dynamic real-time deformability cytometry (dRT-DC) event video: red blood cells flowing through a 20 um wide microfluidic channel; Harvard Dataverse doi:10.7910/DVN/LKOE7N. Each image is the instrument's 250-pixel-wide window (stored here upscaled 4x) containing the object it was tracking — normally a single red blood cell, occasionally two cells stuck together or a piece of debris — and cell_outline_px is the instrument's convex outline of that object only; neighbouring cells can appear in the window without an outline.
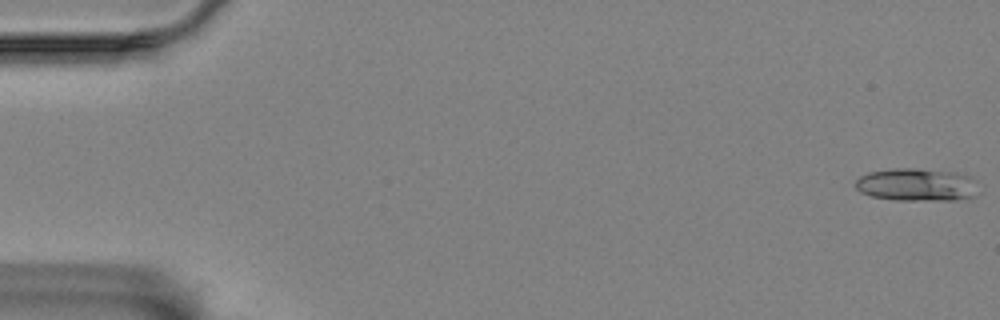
{"species": "Egyptian fruit bat (a non-hibernating species)", "species_latin": "Rousettus aegyptiacus", "temperature_condition": "room temperature", "stored_images_in_passage": 40, "camera_frame_rate_fps": 3000, "um_per_image_px": 0.085, "animal": {"sex": "female"}, "frame": {"image": 1, "passage_image": 1, "time_ms": 0.0, "image_size_px": [1000, 320], "cell_outline_px": [[976, 196], [952, 200], [896, 200], [872, 196], [860, 192], [856, 188], [856, 180], [860, 176], [868, 172], [892, 168], [916, 168], [956, 172], [968, 176], [976, 180]], "centroid_in_image_um": [77.91, 15.69], "position_along_channel_um": 7.1, "area_um2": 23.58}}
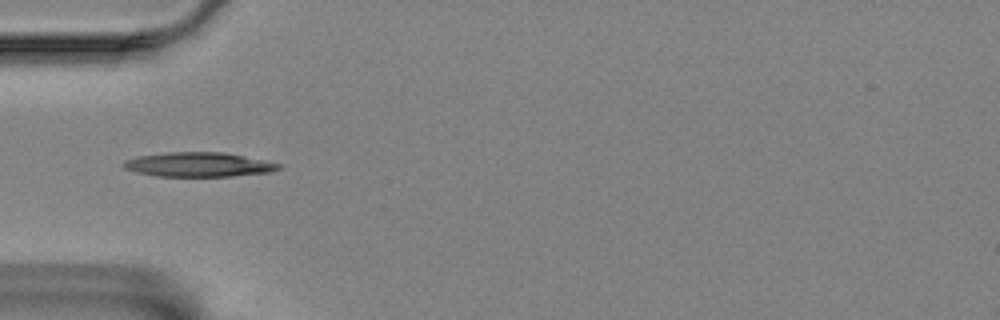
{"frame": {"image": 2, "passage_image": 18, "time_ms": 5.667, "image_size_px": [1000, 320], "cell_outline_px": [[280, 168], [268, 172], [232, 176], [156, 176], [136, 172], [124, 168], [120, 164], [124, 160], [140, 156], [168, 152], [224, 152], [244, 156], [280, 164]], "centroid_in_image_um": [16.82, 13.99], "position_along_channel_um": 68.2, "area_um2": 21.85}}
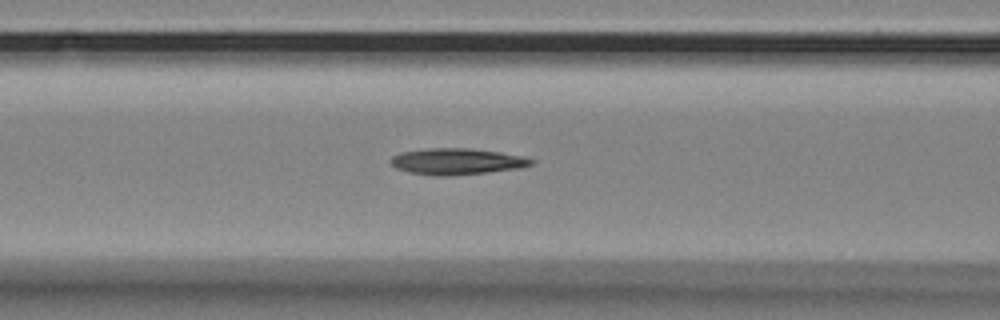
{"frame": {"image": 3, "passage_image": 23, "time_ms": 7.333, "image_size_px": [1000, 320], "cell_outline_px": [[536, 160], [532, 164], [524, 168], [452, 176], [432, 176], [408, 172], [396, 168], [388, 160], [392, 156], [400, 152], [428, 148], [468, 148], [500, 152], [524, 156]], "centroid_in_image_um": [38.84, 13.73], "position_along_channel_um": 127.8, "area_um2": 21.91}}